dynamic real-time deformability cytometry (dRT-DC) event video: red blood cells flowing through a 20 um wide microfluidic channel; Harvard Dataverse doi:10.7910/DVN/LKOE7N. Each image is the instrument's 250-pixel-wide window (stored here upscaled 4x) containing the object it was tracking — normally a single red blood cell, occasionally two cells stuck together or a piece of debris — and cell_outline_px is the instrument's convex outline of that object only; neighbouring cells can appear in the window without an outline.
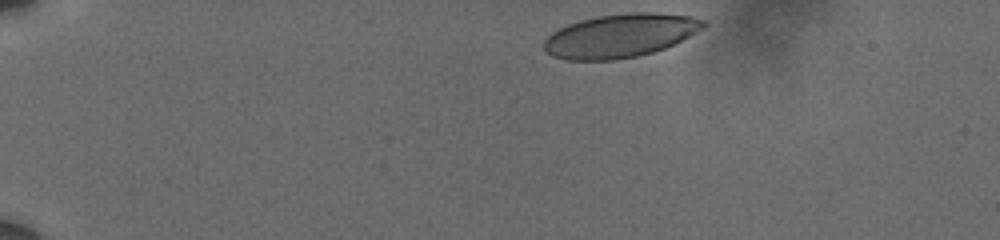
{"species": "human", "species_latin": "Homo sapiens", "temperature_condition": "cold", "stored_images_in_passage": 41, "camera_frame_rate_fps": 3000, "um_per_image_px": 0.085, "donor": {"sex": "male"}, "frame": {"image": 1, "passage_image": 1, "time_ms": 0.0, "image_size_px": [1000, 240], "cell_outline_px": [[708, 24], [704, 28], [664, 48], [652, 52], [636, 56], [612, 60], [568, 60], [552, 56], [544, 52], [544, 40], [552, 32], [568, 24], [580, 20], [596, 16], [632, 12], [656, 12], [692, 16], [704, 20]], "centroid_in_image_um": [52.7, 3.02], "position_along_channel_um": 32.3, "area_um2": 40.4}}
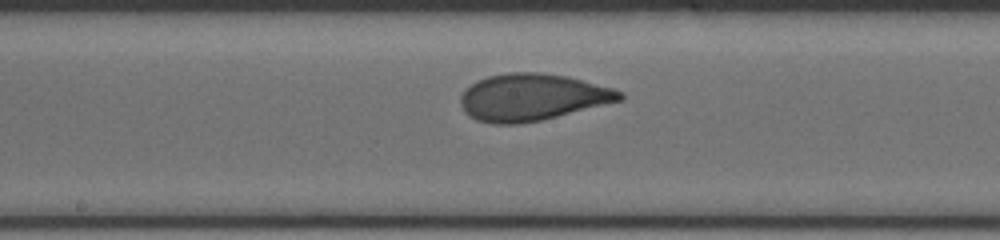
{"frame": {"image": 2, "passage_image": 23, "time_ms": 7.333, "image_size_px": [1000, 240], "cell_outline_px": [[624, 100], [540, 120], [520, 124], [492, 124], [476, 120], [468, 116], [464, 112], [460, 104], [460, 96], [472, 84], [488, 76], [508, 72], [540, 72], [568, 76], [612, 88], [624, 92]], "centroid_in_image_um": [45.24, 8.27], "position_along_channel_um": 203.0, "area_um2": 43.58}}
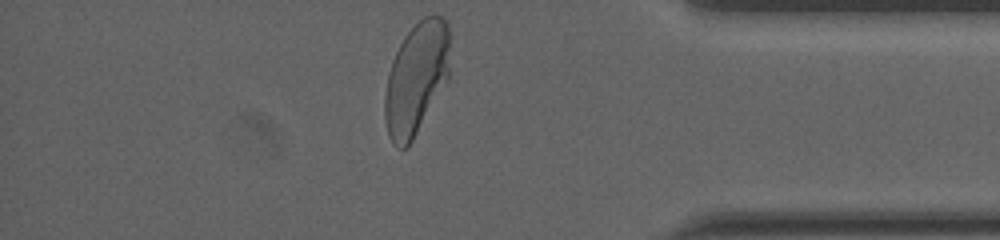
{"frame": {"image": 3, "passage_image": 41, "time_ms": 13.333, "image_size_px": [1000, 240], "cell_outline_px": [[448, 80], [408, 148], [396, 148], [392, 144], [388, 136], [384, 120], [384, 96], [388, 72], [392, 60], [404, 36], [424, 16], [432, 12], [436, 12], [448, 24]], "centroid_in_image_um": [35.35, 6.7], "position_along_channel_um": 399.8, "area_um2": 42.77}, "authors_computed_cell_mechanics": {"area_um2": 42.483, "velocity_mm_per_s": 3.5905, "shape_relaxation_time_tau1_ms": 4.9987, "shape_relaxation_time_tau2_ms": null, "deformation_change_tau1": 0.1707, "deformation_change_tau2": null}}